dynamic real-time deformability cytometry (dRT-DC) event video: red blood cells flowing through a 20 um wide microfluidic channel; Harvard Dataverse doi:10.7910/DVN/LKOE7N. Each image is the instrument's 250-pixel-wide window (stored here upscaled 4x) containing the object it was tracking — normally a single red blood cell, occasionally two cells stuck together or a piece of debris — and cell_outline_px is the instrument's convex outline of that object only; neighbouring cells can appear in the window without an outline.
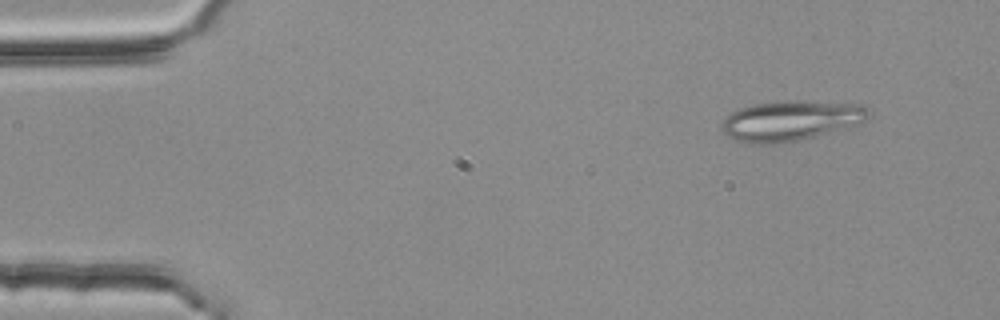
{"species": "common noctule bat (a hibernating species)", "species_latin": "Nyctalus noctula", "temperature_condition": "room temperature", "stored_images_in_passage": 2, "camera_frame_rate_fps": 3000, "um_per_image_px": 0.085, "animal": {"sex": "female", "body_mass_g": 25.1}, "frame": {"image": 1, "passage_image": 1, "time_ms": 0.0, "image_size_px": [1000, 320], "cell_outline_px": [[872, 112], [860, 124], [848, 128], [800, 140], [772, 144], [752, 144], [736, 140], [728, 136], [724, 132], [720, 124], [732, 112], [740, 108], [752, 104], [792, 100], [800, 100], [864, 104]], "centroid_in_image_um": [67.27, 10.25], "position_along_channel_um": 17.7, "area_um2": 34.68}}